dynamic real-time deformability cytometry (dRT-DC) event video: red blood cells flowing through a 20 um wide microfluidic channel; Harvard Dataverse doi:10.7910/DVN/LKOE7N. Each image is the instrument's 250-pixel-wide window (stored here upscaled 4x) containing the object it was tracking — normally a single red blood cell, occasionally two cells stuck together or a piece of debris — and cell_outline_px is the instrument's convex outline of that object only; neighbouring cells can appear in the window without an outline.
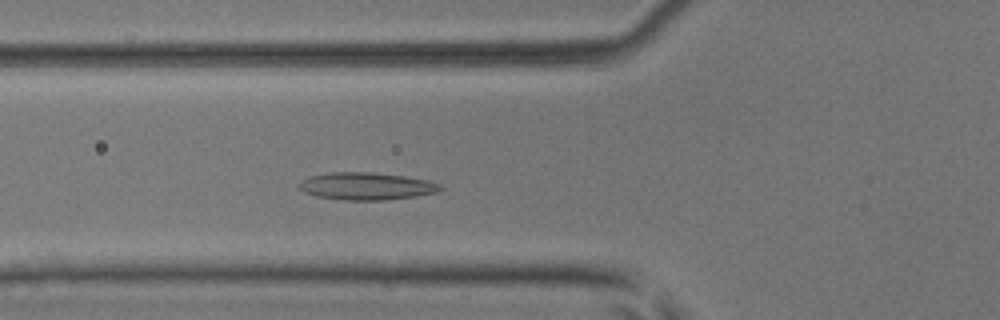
{"species": "common noctule bat (a hibernating species)", "species_latin": "Nyctalus noctula", "temperature_condition": "room temperature", "stored_images_in_passage": 46, "camera_frame_rate_fps": 3000, "um_per_image_px": 0.085, "animal": {"sex": "male", "body_mass_g": 17.9, "forearm_length_mm": 54.2}, "frame": {"image": 1, "passage_image": 15, "time_ms": 4.667, "image_size_px": [1000, 320], "cell_outline_px": [[444, 188], [436, 192], [416, 196], [384, 200], [344, 200], [316, 196], [304, 192], [296, 188], [296, 184], [308, 176], [328, 172], [372, 172], [404, 176], [428, 180], [440, 184]], "centroid_in_image_um": [31.09, 15.82], "position_along_channel_um": 94.7, "area_um2": 22.77}}
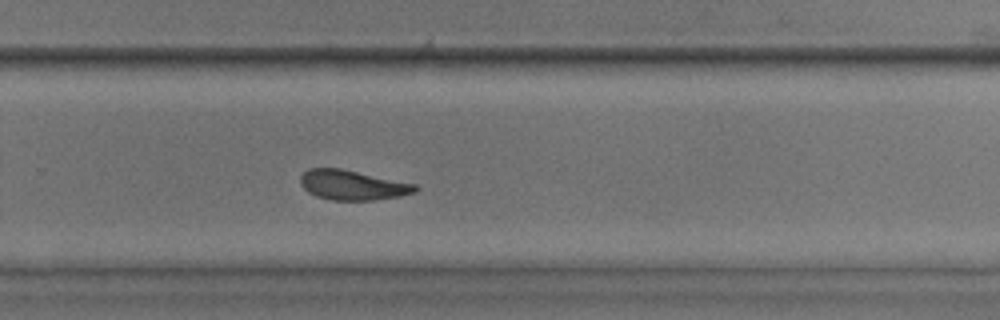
{"frame": {"image": 2, "passage_image": 30, "time_ms": 9.667, "image_size_px": [1000, 320], "cell_outline_px": [[420, 188], [416, 192], [400, 196], [372, 200], [332, 200], [316, 196], [308, 192], [300, 184], [300, 176], [308, 168], [340, 168], [416, 184]], "centroid_in_image_um": [29.96, 15.73], "position_along_channel_um": 299.8, "area_um2": 19.94}}
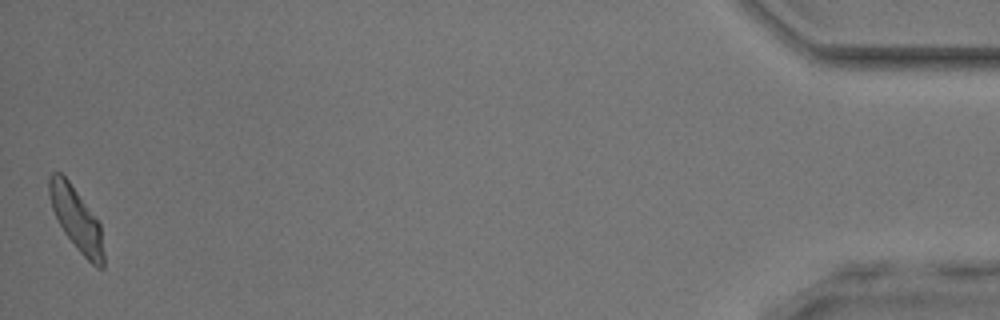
{"frame": {"image": 3, "passage_image": 46, "time_ms": 15.0, "image_size_px": [1000, 320], "cell_outline_px": [[104, 268], [96, 268], [76, 248], [64, 232], [52, 208], [48, 192], [48, 176], [52, 172], [60, 172], [68, 180], [100, 224], [104, 252]], "centroid_in_image_um": [6.49, 18.63], "position_along_channel_um": 428.7, "area_um2": 19.71}, "authors_computed_cell_mechanics": {"area_um2": 20.6346, "velocity_mm_per_s": 4.11, "shape_relaxation_time_tau1_ms": 4.7016, "shape_relaxation_time_tau2_ms": 1.8345, "deformation_change_tau1": 0.1125, "deformation_change_tau2": 0.0825}}